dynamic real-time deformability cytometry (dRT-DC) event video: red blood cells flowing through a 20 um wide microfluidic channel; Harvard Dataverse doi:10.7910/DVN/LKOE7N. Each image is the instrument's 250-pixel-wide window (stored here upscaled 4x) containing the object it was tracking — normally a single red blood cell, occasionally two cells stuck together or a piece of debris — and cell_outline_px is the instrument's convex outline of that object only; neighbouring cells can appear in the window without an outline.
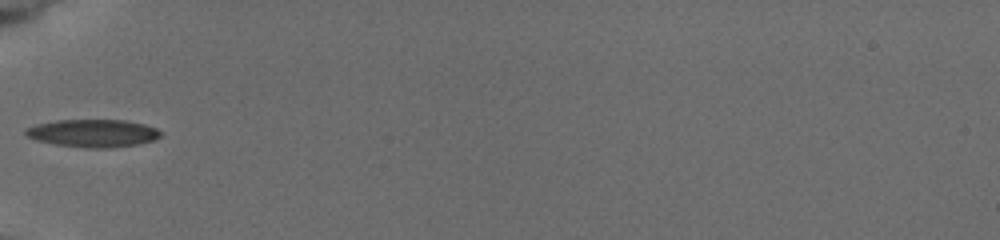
{"species": "common noctule bat (a hibernating species)", "species_latin": "Nyctalus noctula", "temperature_condition": "cold", "stored_images_in_passage": 3, "camera_frame_rate_fps": 3000, "um_per_image_px": 0.085, "animal": {"sex": "female", "body_mass_g": 19.5, "forearm_length_mm": 54.1}, "frame": {"image": 1, "passage_image": 1, "time_ms": 0.0, "image_size_px": [1000, 240], "cell_outline_px": [[164, 132], [156, 140], [136, 144], [112, 148], [84, 148], [56, 144], [36, 140], [28, 136], [24, 132], [24, 128], [36, 124], [56, 120], [124, 120], [144, 124], [156, 128]], "centroid_in_image_um": [7.92, 11.32], "position_along_channel_um": 77.1, "area_um2": 21.96}}
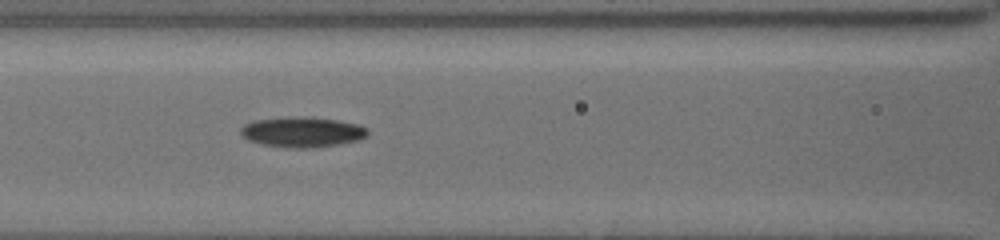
{"frame": {"image": 2, "passage_image": 3, "time_ms": 1.667, "image_size_px": [1000, 240], "cell_outline_px": [[368, 136], [360, 140], [340, 144], [312, 148], [284, 148], [260, 144], [248, 140], [240, 132], [240, 128], [244, 124], [256, 120], [336, 120], [356, 124], [368, 128]], "centroid_in_image_um": [25.73, 11.3], "position_along_channel_um": 140.9, "area_um2": 21.33}}